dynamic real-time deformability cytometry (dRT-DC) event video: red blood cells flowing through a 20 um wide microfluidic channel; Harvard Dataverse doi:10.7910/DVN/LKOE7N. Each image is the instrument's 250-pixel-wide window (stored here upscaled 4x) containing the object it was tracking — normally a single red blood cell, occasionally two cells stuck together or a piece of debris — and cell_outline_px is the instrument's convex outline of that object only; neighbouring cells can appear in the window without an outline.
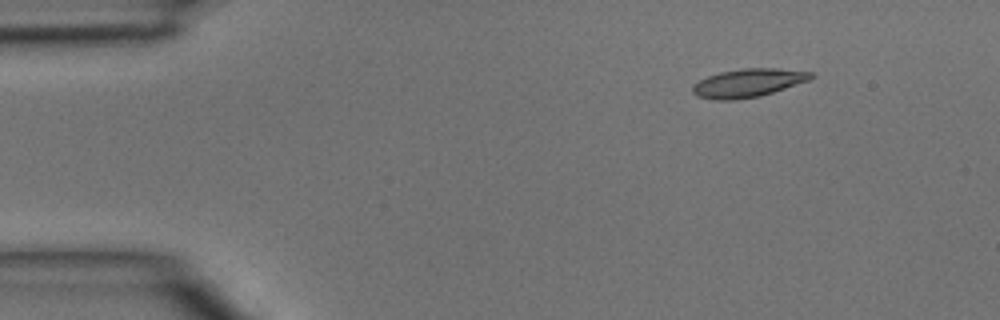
{"species": "common noctule bat (a hibernating species)", "species_latin": "Nyctalus noctula", "temperature_condition": "room temperature", "stored_images_in_passage": 4, "camera_frame_rate_fps": 3000, "um_per_image_px": 0.085, "animal": {"sex": "male", "body_mass_g": 15.6}, "frame": {"image": 1, "passage_image": 2, "time_ms": 0.333, "image_size_px": [1000, 320], "cell_outline_px": [[816, 76], [808, 80], [760, 96], [732, 100], [716, 100], [696, 96], [692, 92], [692, 88], [700, 80], [708, 76], [720, 72], [744, 68], [776, 68], [812, 72]], "centroid_in_image_um": [63.58, 7.05], "position_along_channel_um": 21.4, "area_um2": 19.31}}
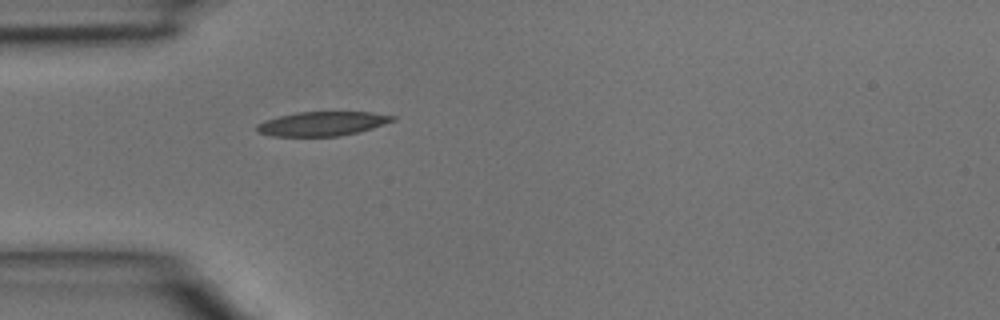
{"frame": {"image": 2, "passage_image": 4, "time_ms": 1.0, "image_size_px": [1000, 320], "cell_outline_px": [[396, 120], [372, 128], [340, 136], [272, 136], [256, 132], [256, 124], [264, 120], [296, 112], [372, 112], [396, 116]], "centroid_in_image_um": [27.37, 10.51], "position_along_channel_um": 57.6, "area_um2": 19.19}}